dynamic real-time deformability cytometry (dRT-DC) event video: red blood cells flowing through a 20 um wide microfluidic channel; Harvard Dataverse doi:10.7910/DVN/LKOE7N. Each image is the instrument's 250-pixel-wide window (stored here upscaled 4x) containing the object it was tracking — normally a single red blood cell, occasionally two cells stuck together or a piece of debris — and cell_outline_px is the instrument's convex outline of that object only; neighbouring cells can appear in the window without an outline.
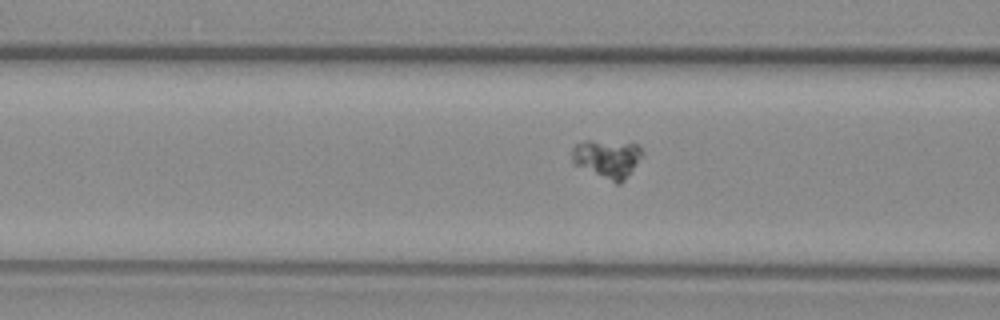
{"species": "common noctule bat (a hibernating species)", "species_latin": "Nyctalus noctula", "temperature_condition": "warm", "stored_images_in_passage": 38, "camera_frame_rate_fps": 3000, "um_per_image_px": 0.085, "animal": {"sex": "female", "body_mass_g": 29.2, "forearm_length_mm": 56.3}, "frame": {"image": 1, "passage_image": 4, "time_ms": 1.0, "image_size_px": [1000, 320], "cell_outline_px": [[644, 152], [624, 180], [620, 184], [616, 184], [576, 164], [572, 160], [572, 148], [576, 144], [584, 140], [592, 140], [640, 144]], "centroid_in_image_um": [51.63, 13.45], "position_along_channel_um": 115.0, "area_um2": 15.49}}
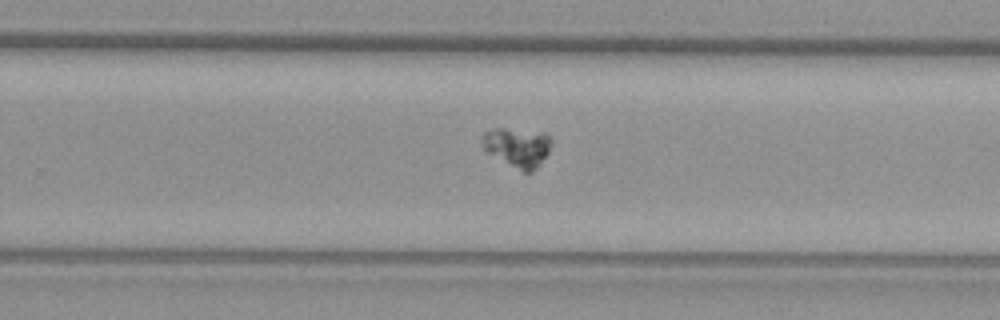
{"frame": {"image": 2, "passage_image": 18, "time_ms": 5.667, "image_size_px": [1000, 320], "cell_outline_px": [[552, 144], [548, 152], [540, 164], [532, 172], [524, 172], [488, 152], [484, 148], [484, 132], [496, 128], [504, 128], [544, 132], [552, 140]], "centroid_in_image_um": [44.04, 12.5], "position_along_channel_um": 285.8, "area_um2": 15.43}}
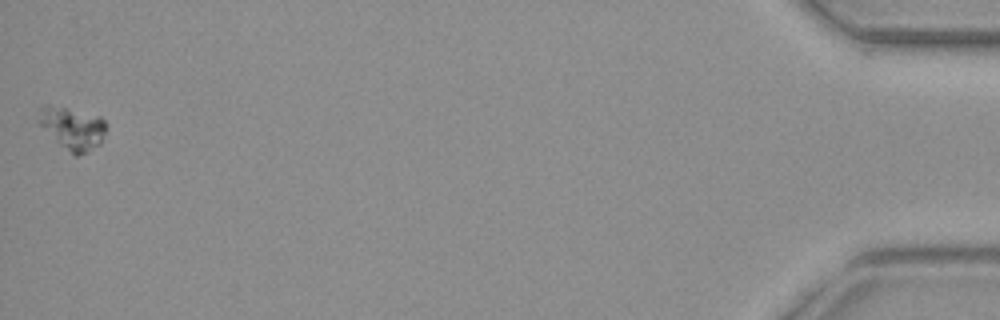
{"frame": {"image": 3, "passage_image": 38, "time_ms": 12.333, "image_size_px": [1000, 320], "cell_outline_px": [[108, 124], [100, 144], [88, 152], [76, 156], [60, 144], [36, 120], [40, 108], [44, 104], [48, 104], [100, 116]], "centroid_in_image_um": [6.18, 10.88], "position_along_channel_um": 429.0, "area_um2": 16.53}}